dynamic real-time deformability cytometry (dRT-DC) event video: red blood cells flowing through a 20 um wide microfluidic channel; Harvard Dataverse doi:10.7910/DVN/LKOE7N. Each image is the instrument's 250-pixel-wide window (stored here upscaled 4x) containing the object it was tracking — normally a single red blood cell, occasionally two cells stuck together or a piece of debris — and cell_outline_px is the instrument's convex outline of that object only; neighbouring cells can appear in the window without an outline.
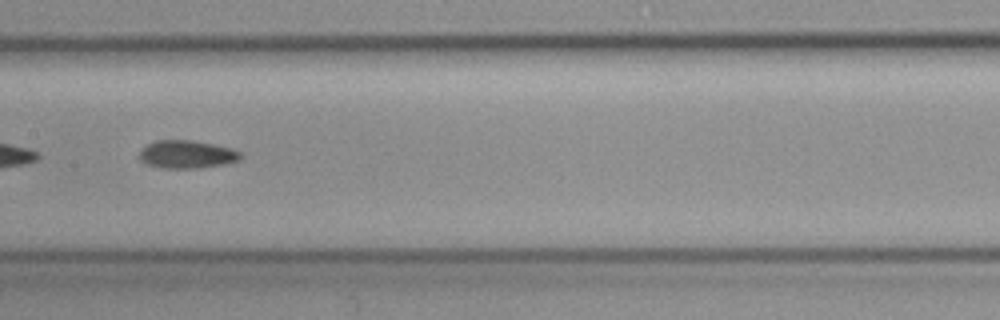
{"species": "common noctule bat (a hibernating species)", "species_latin": "Nyctalus noctula", "temperature_condition": "cold", "stored_images_in_passage": 31, "segment_of_instrument_passage": [2, 2], "camera_frame_rate_fps": 3000, "um_per_image_px": 0.085, "animal": {"sex": "female", "body_mass_g": 19.3, "forearm_length_mm": 54.1}, "frame": {"image": 1, "passage_image": 24, "time_ms": 7.667, "image_size_px": [1000, 320], "cell_outline_px": [[240, 156], [236, 160], [224, 164], [200, 168], [164, 168], [148, 164], [140, 160], [140, 148], [156, 140], [192, 140], [212, 144], [228, 148], [240, 152]], "centroid_in_image_um": [15.82, 13.12], "position_along_channel_um": 191.6, "area_um2": 16.18}}